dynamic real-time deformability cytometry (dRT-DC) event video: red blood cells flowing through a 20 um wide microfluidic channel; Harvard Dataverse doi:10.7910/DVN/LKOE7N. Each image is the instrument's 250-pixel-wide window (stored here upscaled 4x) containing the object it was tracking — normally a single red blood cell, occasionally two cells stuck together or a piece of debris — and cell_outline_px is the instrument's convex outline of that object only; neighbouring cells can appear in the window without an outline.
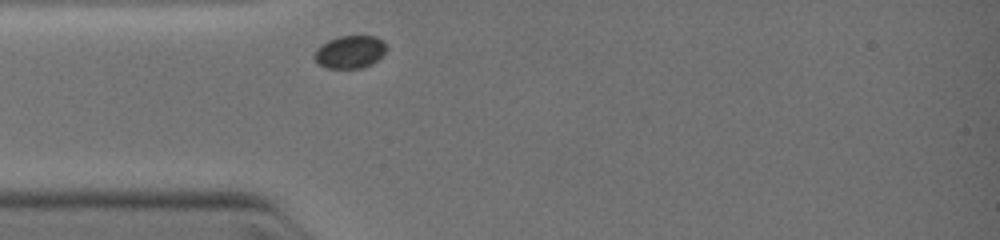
{"species": "common noctule bat (a hibernating species)", "species_latin": "Nyctalus noctula", "temperature_condition": "warm", "stored_images_in_passage": 23, "camera_frame_rate_fps": 3000, "um_per_image_px": 0.085, "animal": {"sex": "female", "body_mass_g": 19.0, "forearm_length_mm": 51.5}, "frame": {"image": 1, "passage_image": 1, "time_ms": 0.0, "image_size_px": [1000, 240], "cell_outline_px": [[388, 48], [372, 64], [360, 68], [328, 68], [320, 64], [312, 56], [316, 48], [320, 44], [328, 40], [340, 36], [376, 36], [384, 40]], "centroid_in_image_um": [29.74, 4.39], "position_along_channel_um": 55.3, "area_um2": 13.81}}
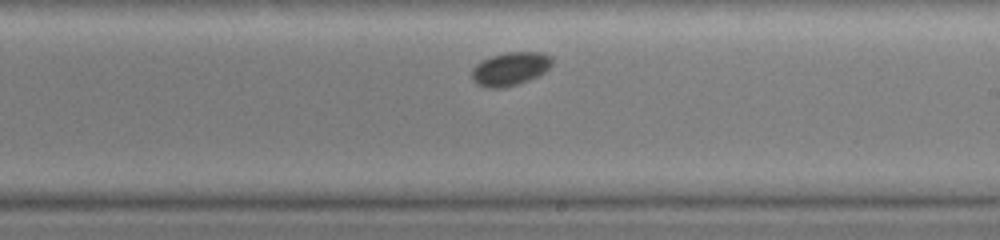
{"frame": {"image": 2, "passage_image": 13, "time_ms": 4.0, "image_size_px": [1000, 240], "cell_outline_px": [[552, 64], [544, 72], [528, 80], [504, 88], [488, 88], [476, 84], [472, 80], [472, 68], [476, 64], [492, 56], [508, 52], [544, 52], [552, 56]], "centroid_in_image_um": [43.37, 5.85], "position_along_channel_um": 245.6, "area_um2": 15.55}}
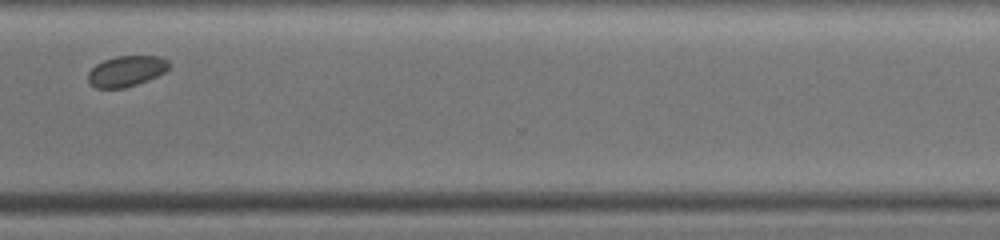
{"frame": {"image": 3, "passage_image": 22, "time_ms": 6.333, "image_size_px": [1000, 240], "cell_outline_px": [[168, 68], [164, 72], [148, 80], [124, 88], [96, 88], [88, 84], [88, 72], [96, 64], [104, 60], [116, 56], [160, 56], [168, 60]], "centroid_in_image_um": [10.71, 6.05], "position_along_channel_um": 359.9, "area_um2": 14.45}}